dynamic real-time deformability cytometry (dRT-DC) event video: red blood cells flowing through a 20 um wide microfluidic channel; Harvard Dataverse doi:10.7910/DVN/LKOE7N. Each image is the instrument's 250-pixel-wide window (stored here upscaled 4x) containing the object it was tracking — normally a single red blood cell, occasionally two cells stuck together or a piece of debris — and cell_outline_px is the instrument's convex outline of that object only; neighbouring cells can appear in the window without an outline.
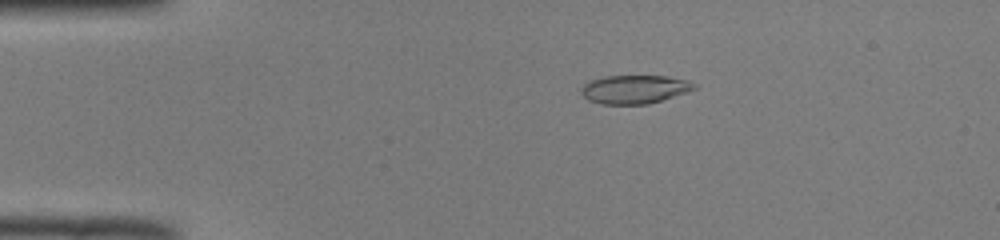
{"species": "common noctule bat (a hibernating species)", "species_latin": "Nyctalus noctula", "temperature_condition": "room temperature", "stored_images_in_passage": 52, "camera_frame_rate_fps": 3000, "um_per_image_px": 0.085, "animal": {"sex": "male", "body_mass_g": 19.0, "forearm_length_mm": 50.8}, "frame": {"image": 1, "passage_image": 11, "time_ms": 3.333, "image_size_px": [1000, 240], "cell_outline_px": [[696, 88], [688, 92], [648, 104], [600, 104], [588, 100], [580, 92], [580, 88], [588, 80], [604, 76], [668, 76], [688, 80], [696, 84]], "centroid_in_image_um": [53.92, 7.58], "position_along_channel_um": 31.1, "area_um2": 18.96}}
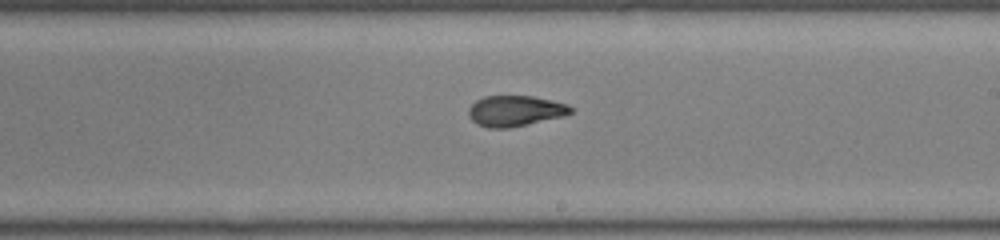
{"frame": {"image": 2, "passage_image": 31, "time_ms": 10.0, "image_size_px": [1000, 240], "cell_outline_px": [[572, 112], [564, 116], [528, 124], [508, 128], [488, 128], [476, 124], [468, 116], [468, 108], [476, 100], [484, 96], [532, 96], [552, 100], [568, 104], [572, 108]], "centroid_in_image_um": [43.77, 9.43], "position_along_channel_um": 245.2, "area_um2": 18.38}}
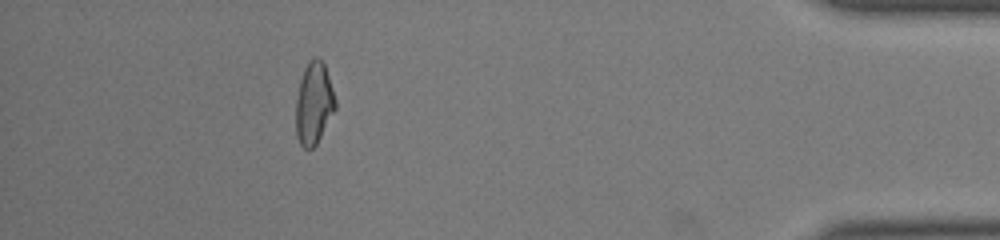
{"frame": {"image": 3, "passage_image": 47, "time_ms": 15.333, "image_size_px": [1000, 240], "cell_outline_px": [[336, 108], [316, 144], [312, 148], [304, 148], [300, 144], [296, 136], [296, 100], [300, 80], [304, 68], [308, 60], [316, 56], [324, 64], [336, 100]], "centroid_in_image_um": [26.67, 8.78], "position_along_channel_um": 408.5, "area_um2": 18.73}, "authors_computed_cell_mechanics": {"area_um2": 18.6983, "velocity_mm_per_s": 4.012, "shape_relaxation_time_tau1_ms": 6.2264, "shape_relaxation_time_tau2_ms": 1.554, "deformation_change_tau1": 0.2233, "deformation_change_tau2": 0.078}}